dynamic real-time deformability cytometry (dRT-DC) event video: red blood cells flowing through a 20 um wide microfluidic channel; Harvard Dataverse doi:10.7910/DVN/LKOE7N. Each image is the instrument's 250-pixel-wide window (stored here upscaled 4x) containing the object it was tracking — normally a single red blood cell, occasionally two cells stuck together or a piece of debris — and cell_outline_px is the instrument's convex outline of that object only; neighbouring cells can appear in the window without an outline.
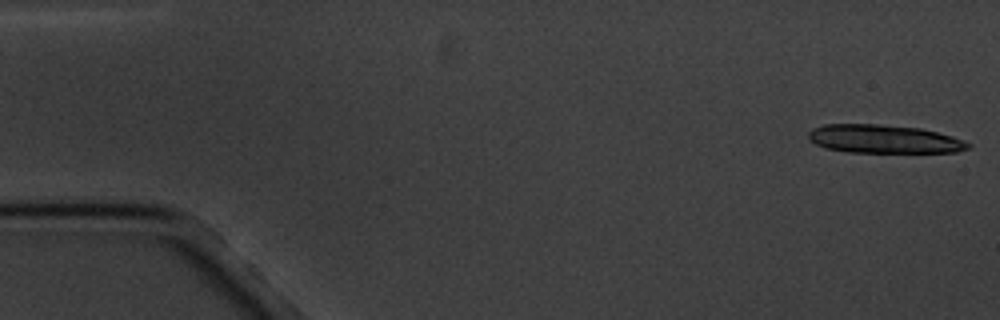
{"species": "common noctule bat (a hibernating species)", "species_latin": "Nyctalus noctula", "temperature_condition": "cold", "stored_images_in_passage": 8, "camera_frame_rate_fps": 3000, "um_per_image_px": 0.085, "animal": {"sex": "male", "body_mass_g": 20.1, "forearm_length_mm": 53.5}, "frame": {"image": 1, "passage_image": 1, "time_ms": 0.0, "image_size_px": [1000, 320], "cell_outline_px": [[972, 148], [956, 152], [848, 152], [824, 148], [808, 140], [808, 132], [812, 128], [824, 124], [876, 124], [920, 128], [952, 136], [972, 144]], "centroid_in_image_um": [75.11, 11.82], "position_along_channel_um": 9.9, "area_um2": 26.53}}
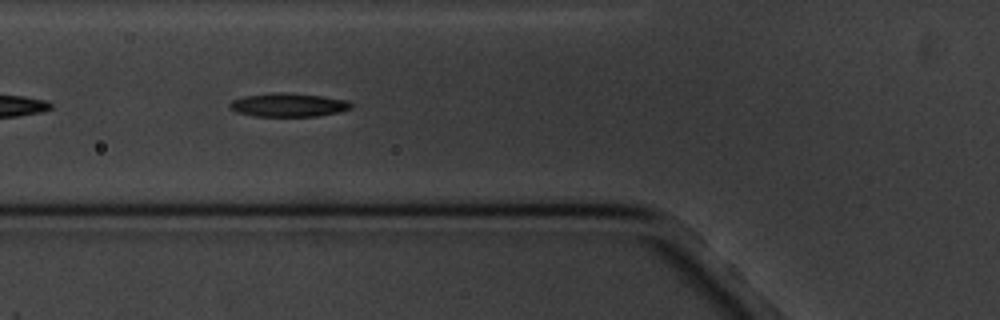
{"frame": {"image": 2, "passage_image": 6, "time_ms": 6.667, "image_size_px": [1000, 320], "cell_outline_px": [[352, 108], [336, 112], [316, 116], [252, 116], [236, 112], [228, 104], [232, 100], [244, 96], [280, 92], [320, 96], [348, 100], [352, 104]], "centroid_in_image_um": [24.49, 8.92], "position_along_channel_um": 101.3, "area_um2": 16.42}}
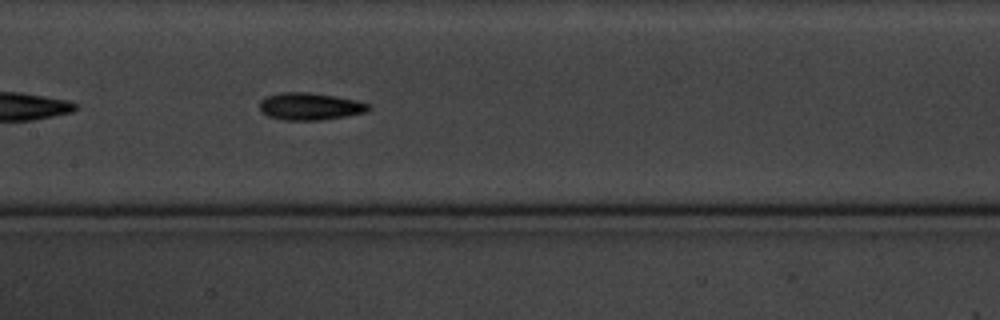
{"frame": {"image": 3, "passage_image": 8, "time_ms": 9.0, "image_size_px": [1000, 320], "cell_outline_px": [[368, 112], [320, 120], [284, 120], [268, 116], [260, 112], [260, 100], [264, 96], [280, 92], [308, 92], [336, 96], [356, 100], [368, 104]], "centroid_in_image_um": [26.29, 9.03], "position_along_channel_um": 181.1, "area_um2": 17.34}}